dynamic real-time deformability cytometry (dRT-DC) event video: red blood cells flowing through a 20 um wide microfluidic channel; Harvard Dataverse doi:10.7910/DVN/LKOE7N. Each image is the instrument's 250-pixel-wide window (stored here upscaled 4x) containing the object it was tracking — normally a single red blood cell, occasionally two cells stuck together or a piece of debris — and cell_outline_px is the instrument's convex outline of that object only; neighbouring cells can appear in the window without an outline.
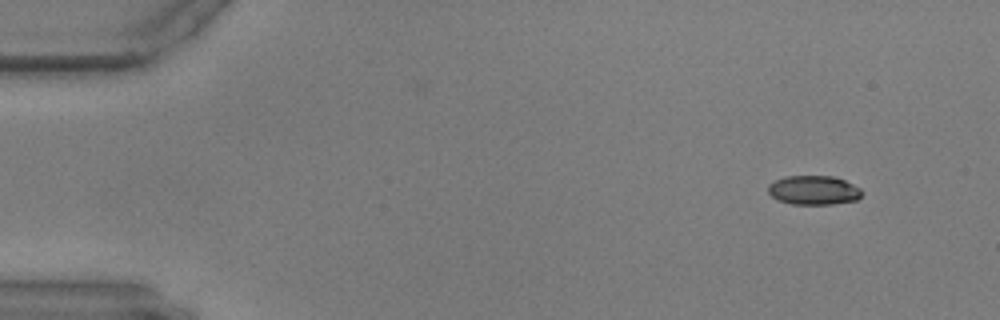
{"species": "common noctule bat (a hibernating species)", "species_latin": "Nyctalus noctula", "temperature_condition": "warm", "stored_images_in_passage": 54, "camera_frame_rate_fps": 3000, "um_per_image_px": 0.085, "animal": {"sex": "male", "body_mass_g": 17.9, "forearm_length_mm": 54.2}, "frame": {"image": 1, "passage_image": 1, "time_ms": 0.0, "image_size_px": [1000, 320], "cell_outline_px": [[864, 192], [856, 200], [832, 204], [792, 204], [776, 200], [768, 192], [768, 184], [784, 176], [832, 176], [844, 180], [860, 188]], "centroid_in_image_um": [69.14, 16.17], "position_along_channel_um": 15.9, "area_um2": 15.95}}
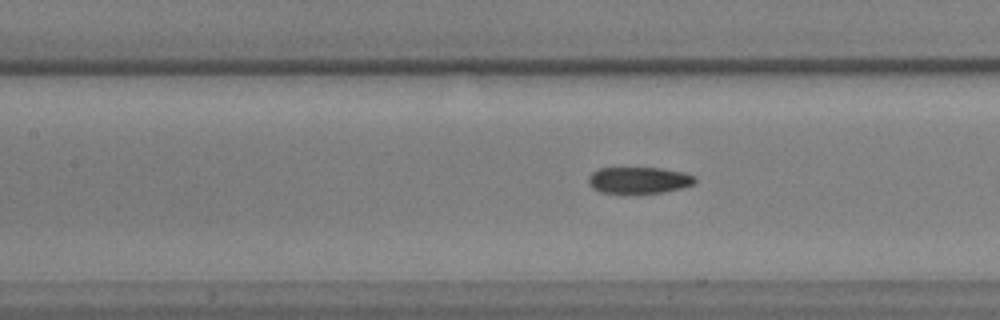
{"frame": {"image": 2, "passage_image": 22, "time_ms": 7.0, "image_size_px": [1000, 320], "cell_outline_px": [[696, 184], [684, 188], [664, 192], [628, 196], [624, 196], [600, 192], [592, 188], [588, 184], [588, 176], [592, 172], [600, 168], [660, 168], [684, 172], [696, 176]], "centroid_in_image_um": [54.3, 15.37], "position_along_channel_um": 153.1, "area_um2": 17.46}}
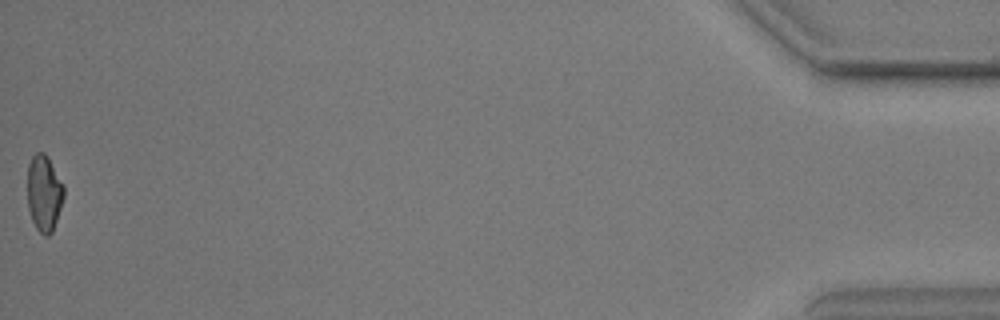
{"frame": {"image": 3, "passage_image": 54, "time_ms": 17.667, "image_size_px": [1000, 320], "cell_outline_px": [[64, 196], [52, 232], [48, 236], [44, 236], [36, 228], [32, 220], [28, 208], [28, 164], [32, 156], [36, 152], [44, 152], [48, 156], [64, 184]], "centroid_in_image_um": [3.75, 16.39], "position_along_channel_um": 431.5, "area_um2": 16.24}}